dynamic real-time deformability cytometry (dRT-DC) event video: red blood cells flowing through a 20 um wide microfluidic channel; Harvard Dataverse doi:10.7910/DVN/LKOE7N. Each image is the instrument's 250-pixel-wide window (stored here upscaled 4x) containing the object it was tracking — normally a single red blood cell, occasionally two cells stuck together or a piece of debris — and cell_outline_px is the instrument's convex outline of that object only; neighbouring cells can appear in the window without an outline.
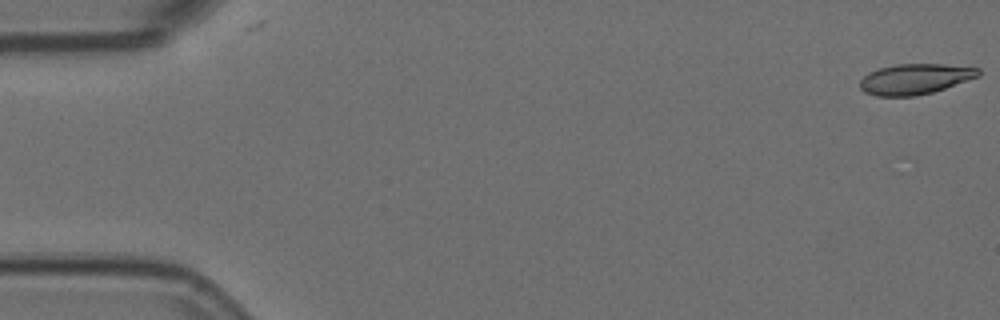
{"species": "Egyptian fruit bat (a non-hibernating species)", "species_latin": "Rousettus aegyptiacus", "temperature_condition": "room temperature", "stored_images_in_passage": 6, "camera_frame_rate_fps": 3000, "um_per_image_px": 0.085, "animal": {"sex": "female"}, "frame": {"image": 1, "passage_image": 1, "time_ms": 0.0, "image_size_px": [1000, 320], "cell_outline_px": [[980, 76], [932, 92], [916, 96], [876, 96], [864, 92], [860, 88], [860, 80], [868, 72], [880, 68], [896, 64], [944, 64], [980, 68]], "centroid_in_image_um": [77.76, 6.71], "position_along_channel_um": 7.2, "area_um2": 21.04}}
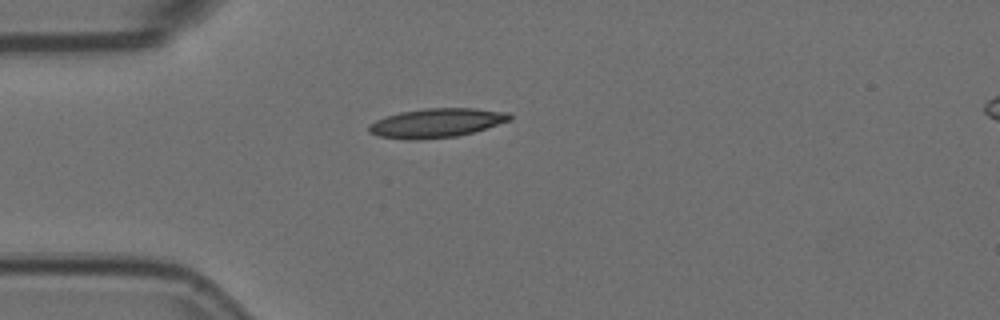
{"frame": {"image": 2, "passage_image": 5, "time_ms": 1.333, "image_size_px": [1000, 320], "cell_outline_px": [[512, 120], [472, 132], [456, 136], [420, 140], [408, 140], [380, 136], [368, 132], [368, 124], [384, 116], [400, 112], [424, 108], [476, 108], [508, 112], [512, 116]], "centroid_in_image_um": [37.08, 10.44], "position_along_channel_um": 47.9, "area_um2": 24.04}}